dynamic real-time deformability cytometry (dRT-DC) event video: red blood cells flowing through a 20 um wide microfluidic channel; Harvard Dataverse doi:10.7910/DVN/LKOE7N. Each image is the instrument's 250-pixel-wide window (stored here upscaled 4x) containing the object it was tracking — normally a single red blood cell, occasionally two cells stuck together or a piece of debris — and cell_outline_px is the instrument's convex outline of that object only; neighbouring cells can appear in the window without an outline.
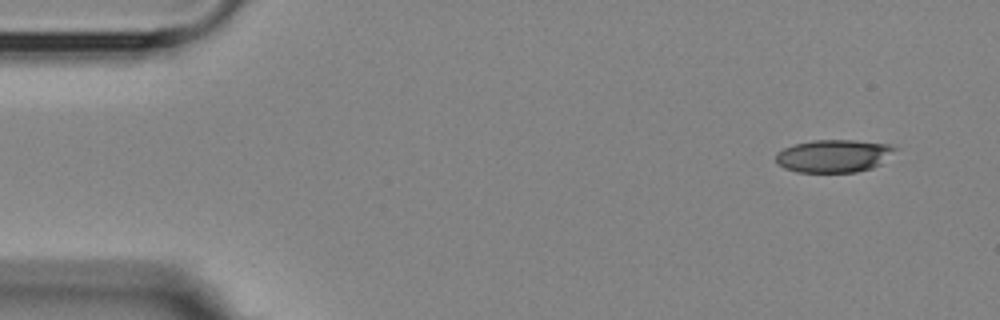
{"species": "Egyptian fruit bat (a non-hibernating species)", "species_latin": "Rousettus aegyptiacus", "temperature_condition": "room temperature", "stored_images_in_passage": 4, "camera_frame_rate_fps": 3000, "um_per_image_px": 0.085, "animal": {"sex": "female"}, "frame": {"image": 1, "passage_image": 1, "time_ms": 0.0, "image_size_px": [1000, 320], "cell_outline_px": [[900, 148], [880, 164], [872, 168], [856, 172], [796, 172], [784, 168], [776, 160], [776, 152], [784, 148], [796, 144], [812, 140], [856, 140], [888, 144]], "centroid_in_image_um": [70.9, 13.25], "position_along_channel_um": 14.1, "area_um2": 22.83}}